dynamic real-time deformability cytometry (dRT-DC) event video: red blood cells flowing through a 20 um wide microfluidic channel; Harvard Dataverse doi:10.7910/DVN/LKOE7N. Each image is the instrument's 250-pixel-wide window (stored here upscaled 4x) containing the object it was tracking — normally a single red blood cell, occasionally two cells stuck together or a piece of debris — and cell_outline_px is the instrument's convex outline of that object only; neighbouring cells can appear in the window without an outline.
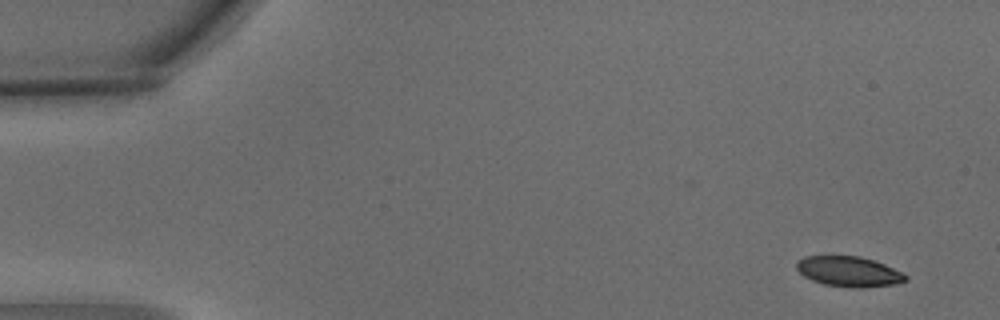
{"species": "common noctule bat (a hibernating species)", "species_latin": "Nyctalus noctula", "temperature_condition": "warm", "stored_images_in_passage": 5, "segment_of_instrument_passage": [1, 2], "camera_frame_rate_fps": 3000, "um_per_image_px": 0.085, "animal": {"sex": "male", "body_mass_g": 15.6}, "frame": {"image": 1, "passage_image": 1, "time_ms": 0.0, "image_size_px": [1000, 320], "cell_outline_px": [[908, 280], [896, 284], [864, 288], [852, 288], [824, 284], [812, 280], [804, 276], [796, 268], [796, 260], [804, 256], [860, 256], [884, 264], [908, 276]], "centroid_in_image_um": [72.14, 23.08], "position_along_channel_um": 12.9, "area_um2": 19.25}}
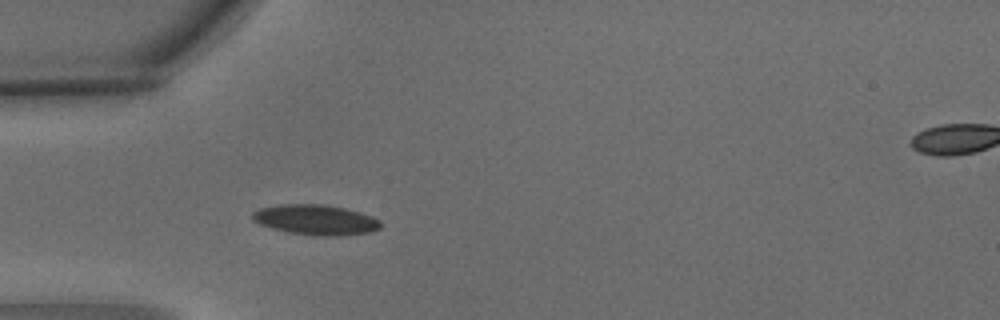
{"frame": {"image": 2, "passage_image": 4, "time_ms": 1.0, "image_size_px": [1000, 320], "cell_outline_px": [[384, 224], [380, 228], [372, 232], [344, 236], [316, 236], [288, 232], [272, 228], [260, 224], [252, 220], [252, 212], [260, 208], [280, 204], [324, 204], [344, 208], [360, 212], [372, 216], [380, 220]], "centroid_in_image_um": [26.88, 18.69], "position_along_channel_um": 58.1, "area_um2": 22.89}}